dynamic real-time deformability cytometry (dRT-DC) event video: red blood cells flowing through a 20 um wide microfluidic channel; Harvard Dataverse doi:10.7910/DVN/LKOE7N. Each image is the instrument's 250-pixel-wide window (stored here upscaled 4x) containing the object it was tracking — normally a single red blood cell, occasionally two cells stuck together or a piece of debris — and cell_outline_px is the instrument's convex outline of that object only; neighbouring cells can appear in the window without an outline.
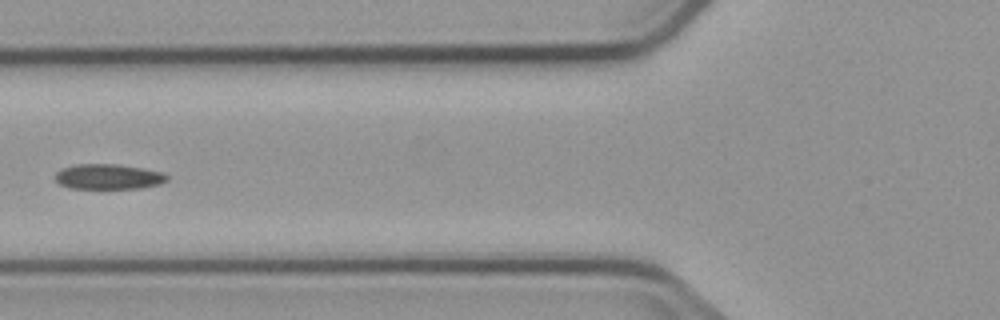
{"species": "common noctule bat (a hibernating species)", "species_latin": "Nyctalus noctula", "temperature_condition": "cold", "stored_images_in_passage": 6, "camera_frame_rate_fps": 3000, "um_per_image_px": 0.085, "animal": {"sex": "male", "body_mass_g": 23.1, "forearm_length_mm": 52.7}, "frame": {"image": 1, "passage_image": 5, "time_ms": 5.0, "image_size_px": [1000, 320], "cell_outline_px": [[168, 180], [160, 184], [140, 188], [68, 188], [60, 184], [56, 180], [56, 172], [60, 168], [76, 164], [116, 164], [164, 172], [168, 176]], "centroid_in_image_um": [9.21, 15.01], "position_along_channel_um": 116.6, "area_um2": 16.42}}
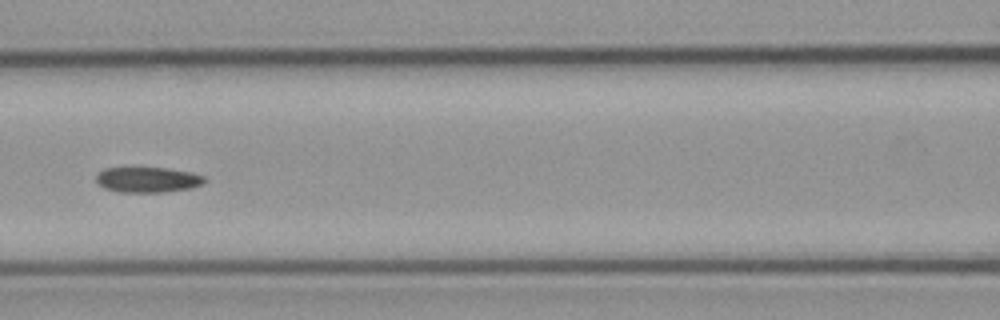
{"frame": {"image": 2, "passage_image": 6, "time_ms": 6.0, "image_size_px": [1000, 320], "cell_outline_px": [[208, 180], [204, 184], [192, 188], [164, 192], [120, 192], [104, 188], [96, 180], [96, 172], [104, 168], [168, 168], [192, 172], [204, 176]], "centroid_in_image_um": [12.59, 15.27], "position_along_channel_um": 154.0, "area_um2": 16.24}}